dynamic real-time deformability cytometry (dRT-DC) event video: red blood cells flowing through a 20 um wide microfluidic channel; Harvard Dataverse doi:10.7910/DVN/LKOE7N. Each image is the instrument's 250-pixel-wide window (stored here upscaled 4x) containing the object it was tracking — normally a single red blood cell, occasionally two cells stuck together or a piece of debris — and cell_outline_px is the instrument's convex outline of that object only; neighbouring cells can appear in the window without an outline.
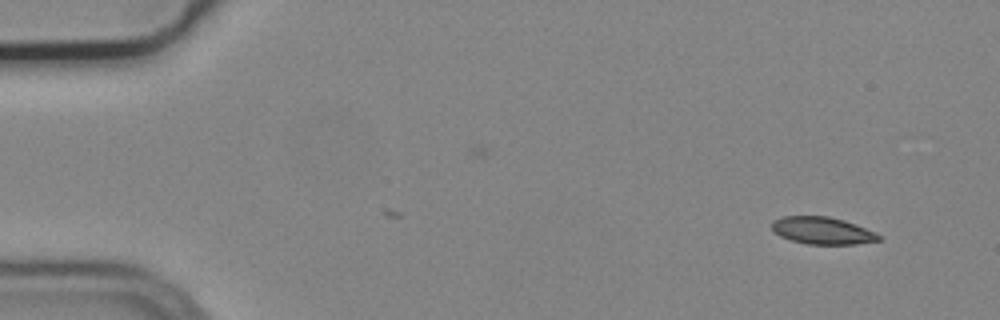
{"species": "common noctule bat (a hibernating species)", "species_latin": "Nyctalus noctula", "temperature_condition": "cold", "stored_images_in_passage": 6, "camera_frame_rate_fps": 3000, "um_per_image_px": 0.085, "animal": {"sex": "male", "body_mass_g": 19.2, "forearm_length_mm": 51.8}, "frame": {"image": 1, "passage_image": 1, "time_ms": 0.0, "image_size_px": [1000, 320], "cell_outline_px": [[880, 240], [856, 244], [808, 244], [792, 240], [780, 236], [772, 232], [772, 220], [784, 216], [828, 216], [844, 220], [856, 224], [876, 232], [880, 236]], "centroid_in_image_um": [69.89, 19.59], "position_along_channel_um": 15.1, "area_um2": 16.99}}
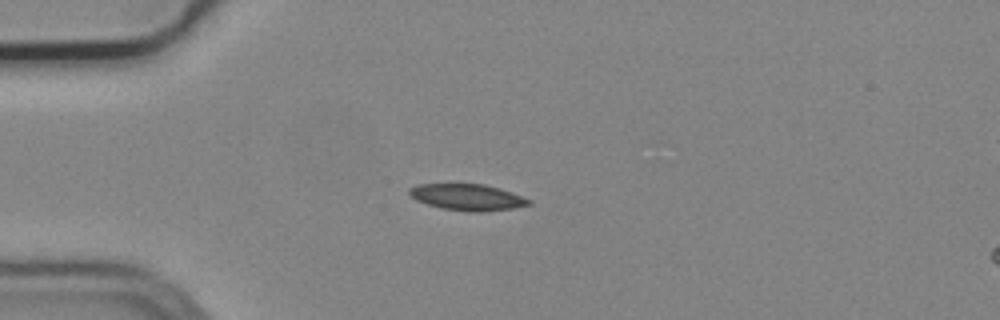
{"frame": {"image": 2, "passage_image": 4, "time_ms": 1.0, "image_size_px": [1000, 320], "cell_outline_px": [[532, 204], [512, 208], [480, 212], [468, 212], [444, 208], [428, 204], [416, 200], [408, 196], [408, 188], [416, 184], [484, 184], [500, 188], [512, 192], [532, 200]], "centroid_in_image_um": [39.71, 16.75], "position_along_channel_um": 45.3, "area_um2": 18.44}}
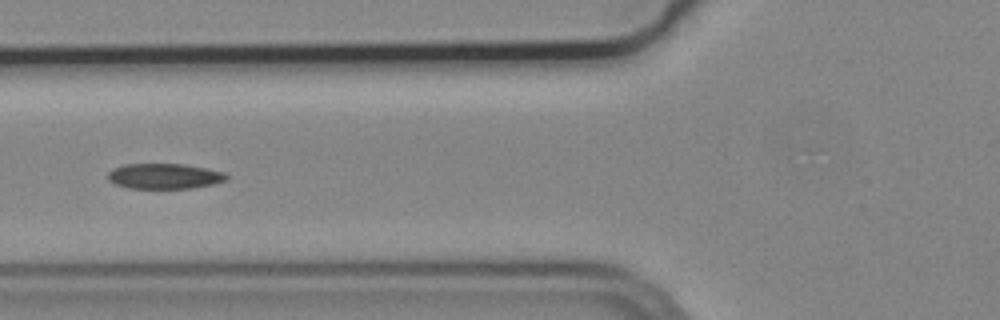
{"frame": {"image": 3, "passage_image": 6, "time_ms": 1.667, "image_size_px": [1000, 320], "cell_outline_px": [[228, 180], [212, 184], [192, 188], [128, 188], [116, 184], [108, 180], [108, 172], [112, 168], [124, 164], [184, 164], [224, 172], [228, 176]], "centroid_in_image_um": [13.96, 14.97], "position_along_channel_um": 111.8, "area_um2": 17.51}}